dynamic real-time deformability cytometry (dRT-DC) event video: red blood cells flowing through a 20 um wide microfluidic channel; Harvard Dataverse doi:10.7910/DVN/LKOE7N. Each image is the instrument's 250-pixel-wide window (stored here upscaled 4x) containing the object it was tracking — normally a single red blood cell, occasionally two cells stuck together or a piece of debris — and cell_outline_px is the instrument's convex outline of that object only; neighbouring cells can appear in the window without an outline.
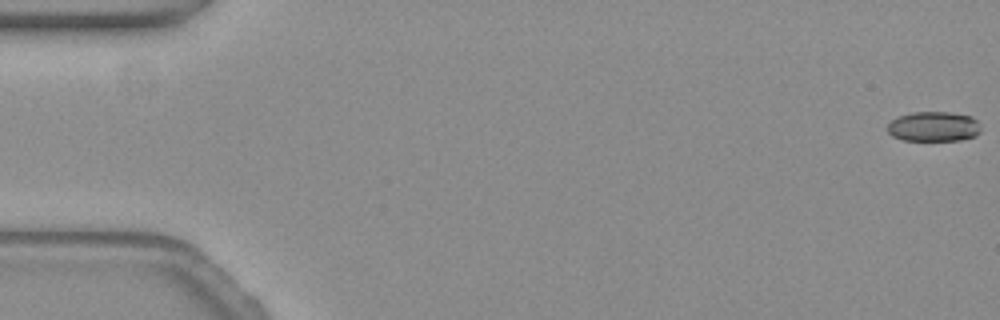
{"species": "common noctule bat (a hibernating species)", "species_latin": "Nyctalus noctula", "temperature_condition": "warm", "stored_images_in_passage": 36, "camera_frame_rate_fps": 3000, "um_per_image_px": 0.085, "animal": {"sex": "female", "body_mass_g": 19.3, "forearm_length_mm": 54.1}, "frame": {"image": 1, "passage_image": 1, "time_ms": 0.0, "image_size_px": [1000, 320], "cell_outline_px": [[980, 132], [976, 136], [956, 140], [904, 140], [892, 136], [888, 132], [888, 124], [892, 120], [900, 116], [912, 112], [952, 112], [972, 116], [976, 120]], "centroid_in_image_um": [79.36, 10.75], "position_along_channel_um": 5.6, "area_um2": 16.13}}
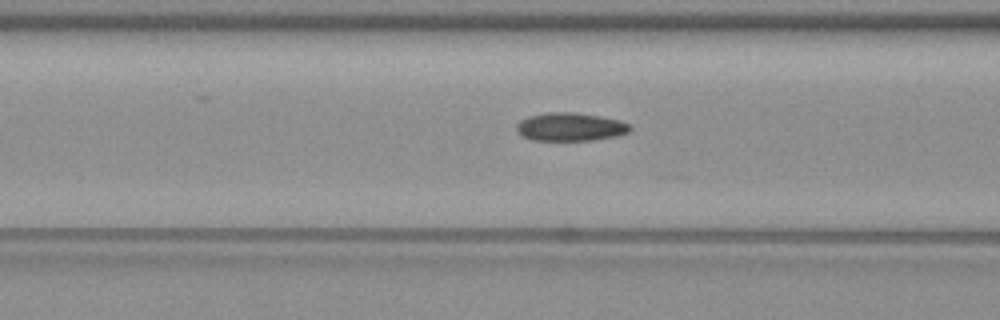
{"frame": {"image": 2, "passage_image": 22, "time_ms": 7.0, "image_size_px": [1000, 320], "cell_outline_px": [[632, 128], [628, 132], [616, 136], [592, 140], [532, 140], [520, 136], [516, 132], [516, 124], [520, 120], [528, 116], [548, 112], [576, 112], [600, 116], [620, 120], [628, 124]], "centroid_in_image_um": [48.43, 10.78], "position_along_channel_um": 118.2, "area_um2": 18.84}}
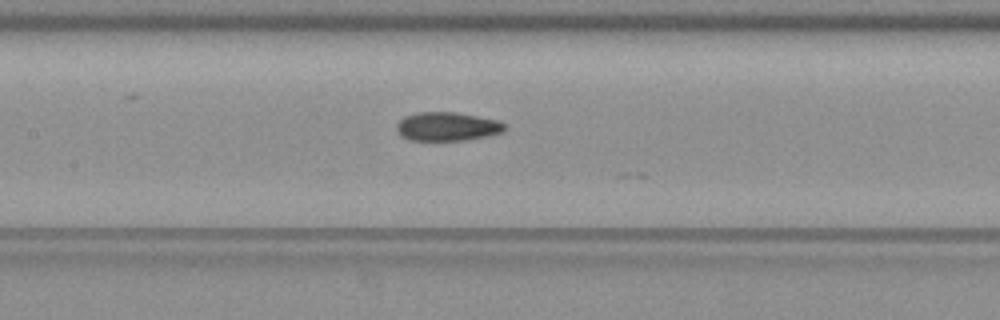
{"frame": {"image": 3, "passage_image": 26, "time_ms": 8.333, "image_size_px": [1000, 320], "cell_outline_px": [[508, 128], [504, 132], [488, 136], [464, 140], [408, 140], [396, 128], [396, 124], [404, 116], [416, 112], [456, 112], [496, 120], [504, 124]], "centroid_in_image_um": [38.03, 10.75], "position_along_channel_um": 169.4, "area_um2": 18.03}}